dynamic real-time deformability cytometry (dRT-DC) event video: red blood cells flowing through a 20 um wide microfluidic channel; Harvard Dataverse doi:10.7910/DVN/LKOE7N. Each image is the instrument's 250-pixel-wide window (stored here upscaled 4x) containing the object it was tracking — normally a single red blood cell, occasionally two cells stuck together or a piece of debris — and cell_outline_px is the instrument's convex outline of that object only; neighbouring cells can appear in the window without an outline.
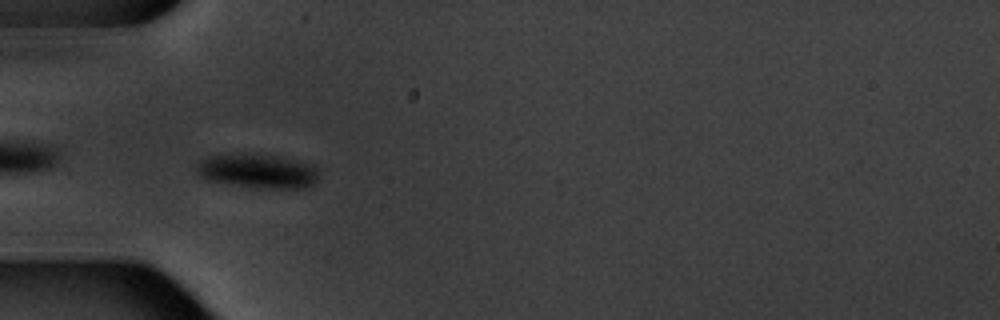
{"species": "common noctule bat (a hibernating species)", "species_latin": "Nyctalus noctula", "temperature_condition": "warm", "stored_images_in_passage": 8, "camera_frame_rate_fps": 3000, "um_per_image_px": 0.085, "animal": {"sex": "male", "body_mass_g": 20.1, "forearm_length_mm": 53.5}, "frame": {"image": 1, "passage_image": 6, "time_ms": 6.0, "image_size_px": [1000, 320], "cell_outline_px": [[320, 180], [304, 188], [256, 188], [204, 180], [196, 172], [196, 164], [200, 160], [208, 156], [276, 156], [296, 160], [312, 164], [320, 172]], "centroid_in_image_um": [21.94, 14.59], "position_along_channel_um": 63.1, "area_um2": 24.04}}